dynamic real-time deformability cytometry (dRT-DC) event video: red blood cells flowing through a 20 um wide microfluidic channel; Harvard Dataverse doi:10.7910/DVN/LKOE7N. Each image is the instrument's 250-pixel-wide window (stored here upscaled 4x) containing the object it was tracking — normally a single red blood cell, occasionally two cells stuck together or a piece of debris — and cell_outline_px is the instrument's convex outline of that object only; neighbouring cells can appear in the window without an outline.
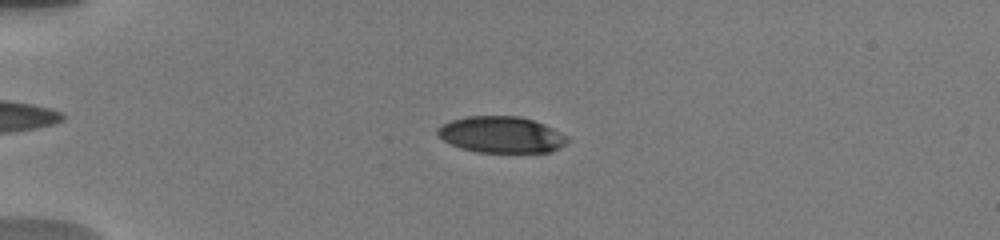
{"species": "human", "species_latin": "Homo sapiens", "temperature_condition": "warm", "stored_images_in_passage": 39, "camera_frame_rate_fps": 3000, "um_per_image_px": 0.085, "donor": {"sex": "male"}, "frame": {"image": 1, "passage_image": 24, "time_ms": 4.667, "image_size_px": [1000, 240], "cell_outline_px": [[568, 140], [564, 144], [552, 152], [476, 152], [460, 148], [444, 140], [436, 132], [436, 128], [452, 120], [468, 116], [520, 116], [544, 124], [560, 132]], "centroid_in_image_um": [42.59, 11.45], "position_along_channel_um": 42.4, "area_um2": 27.22}}
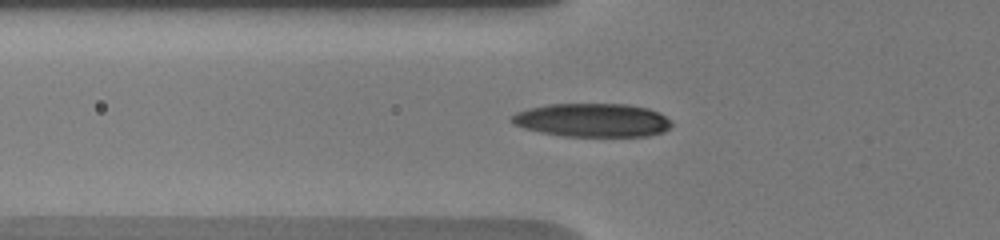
{"frame": {"image": 2, "passage_image": 36, "time_ms": 6.667, "image_size_px": [1000, 240], "cell_outline_px": [[672, 124], [664, 132], [648, 136], [564, 136], [524, 128], [512, 124], [508, 120], [516, 112], [528, 108], [548, 104], [628, 104], [648, 108], [664, 116]], "centroid_in_image_um": [50.31, 10.21], "position_along_channel_um": 75.5, "area_um2": 31.15}}